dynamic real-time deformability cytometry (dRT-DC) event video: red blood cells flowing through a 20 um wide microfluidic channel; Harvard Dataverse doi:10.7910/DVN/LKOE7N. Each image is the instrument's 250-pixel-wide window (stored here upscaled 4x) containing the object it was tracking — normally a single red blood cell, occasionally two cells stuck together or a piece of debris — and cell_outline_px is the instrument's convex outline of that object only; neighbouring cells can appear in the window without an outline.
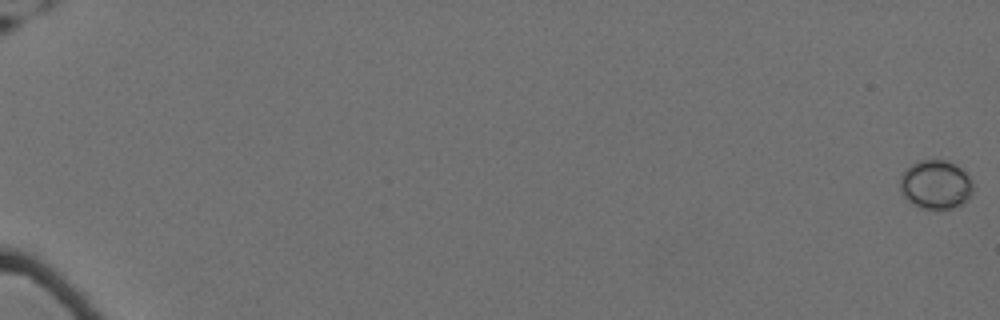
{"species": "Egyptian fruit bat (a non-hibernating species)", "species_latin": "Rousettus aegyptiacus", "temperature_condition": "cold", "stored_images_in_passage": 62, "camera_frame_rate_fps": 3000, "um_per_image_px": 0.085, "animal": {"sex": "female"}, "frame": {"image": 1, "passage_image": 1, "time_ms": 0.0, "image_size_px": [1000, 320], "cell_outline_px": [[972, 192], [968, 200], [964, 204], [952, 208], [920, 208], [912, 204], [904, 196], [900, 188], [900, 176], [916, 160], [944, 160], [956, 164], [972, 180]], "centroid_in_image_um": [79.54, 15.69], "position_along_channel_um": 5.5, "area_um2": 20.75}}
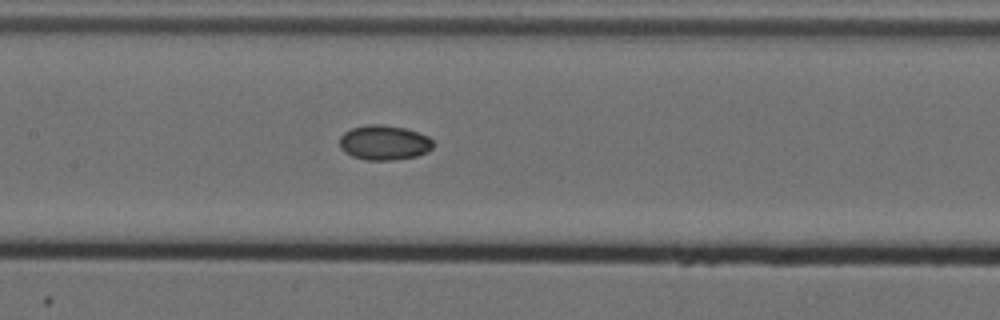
{"frame": {"image": 2, "passage_image": 34, "time_ms": 11.0, "image_size_px": [1000, 320], "cell_outline_px": [[432, 148], [428, 152], [416, 156], [392, 160], [364, 160], [352, 156], [344, 152], [340, 148], [340, 136], [344, 132], [352, 128], [368, 124], [380, 124], [404, 128], [428, 136], [432, 140]], "centroid_in_image_um": [32.63, 12.13], "position_along_channel_um": 174.8, "area_um2": 18.96}}
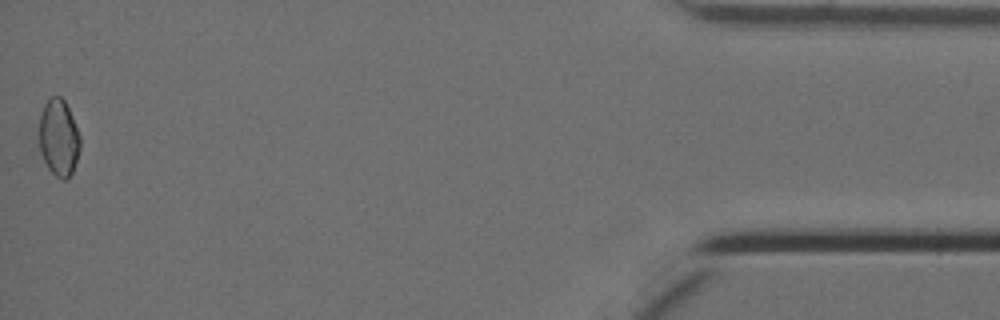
{"frame": {"image": 3, "passage_image": 62, "time_ms": 20.333, "image_size_px": [1000, 320], "cell_outline_px": [[80, 148], [72, 172], [64, 180], [60, 180], [48, 168], [40, 152], [40, 112], [48, 96], [60, 96], [64, 100], [72, 116], [80, 136]], "centroid_in_image_um": [4.98, 11.68], "position_along_channel_um": 430.2, "area_um2": 18.26}}